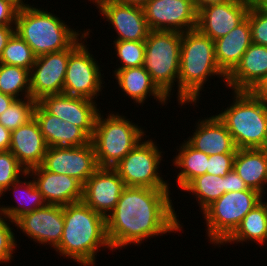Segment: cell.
Wrapping results in <instances>:
<instances>
[{
	"instance_id": "1",
	"label": "cell",
	"mask_w": 267,
	"mask_h": 266,
	"mask_svg": "<svg viewBox=\"0 0 267 266\" xmlns=\"http://www.w3.org/2000/svg\"><path fill=\"white\" fill-rule=\"evenodd\" d=\"M170 189L125 187L114 210L106 217L112 250L139 245L146 238L181 231Z\"/></svg>"
},
{
	"instance_id": "2",
	"label": "cell",
	"mask_w": 267,
	"mask_h": 266,
	"mask_svg": "<svg viewBox=\"0 0 267 266\" xmlns=\"http://www.w3.org/2000/svg\"><path fill=\"white\" fill-rule=\"evenodd\" d=\"M63 217V235L55 248L62 257L72 259L80 266H95L99 248L112 250L106 217L83 201L64 205Z\"/></svg>"
},
{
	"instance_id": "3",
	"label": "cell",
	"mask_w": 267,
	"mask_h": 266,
	"mask_svg": "<svg viewBox=\"0 0 267 266\" xmlns=\"http://www.w3.org/2000/svg\"><path fill=\"white\" fill-rule=\"evenodd\" d=\"M227 76L219 68L214 50V41L197 28L182 33L177 101L179 105L199 102L200 91L209 76ZM198 100V101H197Z\"/></svg>"
},
{
	"instance_id": "4",
	"label": "cell",
	"mask_w": 267,
	"mask_h": 266,
	"mask_svg": "<svg viewBox=\"0 0 267 266\" xmlns=\"http://www.w3.org/2000/svg\"><path fill=\"white\" fill-rule=\"evenodd\" d=\"M34 6L18 10L15 31L36 57L69 49L85 33L73 30L58 16Z\"/></svg>"
},
{
	"instance_id": "5",
	"label": "cell",
	"mask_w": 267,
	"mask_h": 266,
	"mask_svg": "<svg viewBox=\"0 0 267 266\" xmlns=\"http://www.w3.org/2000/svg\"><path fill=\"white\" fill-rule=\"evenodd\" d=\"M232 104L217 114L232 136L237 149L263 148L267 105L250 91H233Z\"/></svg>"
},
{
	"instance_id": "6",
	"label": "cell",
	"mask_w": 267,
	"mask_h": 266,
	"mask_svg": "<svg viewBox=\"0 0 267 266\" xmlns=\"http://www.w3.org/2000/svg\"><path fill=\"white\" fill-rule=\"evenodd\" d=\"M98 113L90 142L98 167L113 168L144 138V130L119 113ZM123 116V117H122Z\"/></svg>"
},
{
	"instance_id": "7",
	"label": "cell",
	"mask_w": 267,
	"mask_h": 266,
	"mask_svg": "<svg viewBox=\"0 0 267 266\" xmlns=\"http://www.w3.org/2000/svg\"><path fill=\"white\" fill-rule=\"evenodd\" d=\"M182 33L150 30L145 42L143 67L153 83L170 99L179 77Z\"/></svg>"
},
{
	"instance_id": "8",
	"label": "cell",
	"mask_w": 267,
	"mask_h": 266,
	"mask_svg": "<svg viewBox=\"0 0 267 266\" xmlns=\"http://www.w3.org/2000/svg\"><path fill=\"white\" fill-rule=\"evenodd\" d=\"M257 190L248 188L238 192L224 193L203 212L207 226V239L211 244L221 245L234 233L244 216L262 199Z\"/></svg>"
},
{
	"instance_id": "9",
	"label": "cell",
	"mask_w": 267,
	"mask_h": 266,
	"mask_svg": "<svg viewBox=\"0 0 267 266\" xmlns=\"http://www.w3.org/2000/svg\"><path fill=\"white\" fill-rule=\"evenodd\" d=\"M89 32L86 30L69 48L63 93L95 101L94 99L100 96L99 93L105 86L102 85L104 83H102L101 67L84 43L87 38H90Z\"/></svg>"
},
{
	"instance_id": "10",
	"label": "cell",
	"mask_w": 267,
	"mask_h": 266,
	"mask_svg": "<svg viewBox=\"0 0 267 266\" xmlns=\"http://www.w3.org/2000/svg\"><path fill=\"white\" fill-rule=\"evenodd\" d=\"M162 151L152 139L138 143L113 169L126 187L169 189L168 181L159 173Z\"/></svg>"
},
{
	"instance_id": "11",
	"label": "cell",
	"mask_w": 267,
	"mask_h": 266,
	"mask_svg": "<svg viewBox=\"0 0 267 266\" xmlns=\"http://www.w3.org/2000/svg\"><path fill=\"white\" fill-rule=\"evenodd\" d=\"M142 8L150 30L183 33L197 28L193 0H149Z\"/></svg>"
},
{
	"instance_id": "12",
	"label": "cell",
	"mask_w": 267,
	"mask_h": 266,
	"mask_svg": "<svg viewBox=\"0 0 267 266\" xmlns=\"http://www.w3.org/2000/svg\"><path fill=\"white\" fill-rule=\"evenodd\" d=\"M41 166L73 177L83 185L99 168L92 143L79 147H48Z\"/></svg>"
},
{
	"instance_id": "13",
	"label": "cell",
	"mask_w": 267,
	"mask_h": 266,
	"mask_svg": "<svg viewBox=\"0 0 267 266\" xmlns=\"http://www.w3.org/2000/svg\"><path fill=\"white\" fill-rule=\"evenodd\" d=\"M250 9L247 0L210 3L198 9L197 29L215 41L242 23Z\"/></svg>"
},
{
	"instance_id": "14",
	"label": "cell",
	"mask_w": 267,
	"mask_h": 266,
	"mask_svg": "<svg viewBox=\"0 0 267 266\" xmlns=\"http://www.w3.org/2000/svg\"><path fill=\"white\" fill-rule=\"evenodd\" d=\"M69 49L36 57L30 71V97L36 102L43 97L63 93Z\"/></svg>"
},
{
	"instance_id": "15",
	"label": "cell",
	"mask_w": 267,
	"mask_h": 266,
	"mask_svg": "<svg viewBox=\"0 0 267 266\" xmlns=\"http://www.w3.org/2000/svg\"><path fill=\"white\" fill-rule=\"evenodd\" d=\"M99 12L112 24L118 34L115 40L145 41L150 31L142 7L119 3L113 0H90Z\"/></svg>"
},
{
	"instance_id": "16",
	"label": "cell",
	"mask_w": 267,
	"mask_h": 266,
	"mask_svg": "<svg viewBox=\"0 0 267 266\" xmlns=\"http://www.w3.org/2000/svg\"><path fill=\"white\" fill-rule=\"evenodd\" d=\"M16 226L31 240L44 244V246L48 244L55 249L63 235V206L46 204L37 210L20 216L15 221Z\"/></svg>"
},
{
	"instance_id": "17",
	"label": "cell",
	"mask_w": 267,
	"mask_h": 266,
	"mask_svg": "<svg viewBox=\"0 0 267 266\" xmlns=\"http://www.w3.org/2000/svg\"><path fill=\"white\" fill-rule=\"evenodd\" d=\"M38 103L49 114L78 126L90 138L92 137L97 115L100 112L95 101L61 93L45 96Z\"/></svg>"
},
{
	"instance_id": "18",
	"label": "cell",
	"mask_w": 267,
	"mask_h": 266,
	"mask_svg": "<svg viewBox=\"0 0 267 266\" xmlns=\"http://www.w3.org/2000/svg\"><path fill=\"white\" fill-rule=\"evenodd\" d=\"M125 187L113 168L99 167L85 182L82 201L95 212L107 217L114 210Z\"/></svg>"
},
{
	"instance_id": "19",
	"label": "cell",
	"mask_w": 267,
	"mask_h": 266,
	"mask_svg": "<svg viewBox=\"0 0 267 266\" xmlns=\"http://www.w3.org/2000/svg\"><path fill=\"white\" fill-rule=\"evenodd\" d=\"M27 177L33 179L36 188L42 193L47 204L64 206L80 202L83 199L84 185L66 174L52 173L42 166H38L28 170L23 179Z\"/></svg>"
},
{
	"instance_id": "20",
	"label": "cell",
	"mask_w": 267,
	"mask_h": 266,
	"mask_svg": "<svg viewBox=\"0 0 267 266\" xmlns=\"http://www.w3.org/2000/svg\"><path fill=\"white\" fill-rule=\"evenodd\" d=\"M47 148L35 118L11 131L9 151L26 171L41 166Z\"/></svg>"
},
{
	"instance_id": "21",
	"label": "cell",
	"mask_w": 267,
	"mask_h": 266,
	"mask_svg": "<svg viewBox=\"0 0 267 266\" xmlns=\"http://www.w3.org/2000/svg\"><path fill=\"white\" fill-rule=\"evenodd\" d=\"M206 118L198 119L199 121L195 125L196 130L194 133L192 132L193 136H189L185 141L195 150L208 156L236 154L237 148L223 122L217 115Z\"/></svg>"
},
{
	"instance_id": "22",
	"label": "cell",
	"mask_w": 267,
	"mask_h": 266,
	"mask_svg": "<svg viewBox=\"0 0 267 266\" xmlns=\"http://www.w3.org/2000/svg\"><path fill=\"white\" fill-rule=\"evenodd\" d=\"M34 118L48 147H79L90 143V137L81 128L49 114L38 102Z\"/></svg>"
},
{
	"instance_id": "23",
	"label": "cell",
	"mask_w": 267,
	"mask_h": 266,
	"mask_svg": "<svg viewBox=\"0 0 267 266\" xmlns=\"http://www.w3.org/2000/svg\"><path fill=\"white\" fill-rule=\"evenodd\" d=\"M266 75L267 47L251 43L239 64L227 76L225 85L232 91H250Z\"/></svg>"
},
{
	"instance_id": "24",
	"label": "cell",
	"mask_w": 267,
	"mask_h": 266,
	"mask_svg": "<svg viewBox=\"0 0 267 266\" xmlns=\"http://www.w3.org/2000/svg\"><path fill=\"white\" fill-rule=\"evenodd\" d=\"M251 43L248 18L227 35L214 41L216 62L226 76L236 68Z\"/></svg>"
},
{
	"instance_id": "25",
	"label": "cell",
	"mask_w": 267,
	"mask_h": 266,
	"mask_svg": "<svg viewBox=\"0 0 267 266\" xmlns=\"http://www.w3.org/2000/svg\"><path fill=\"white\" fill-rule=\"evenodd\" d=\"M113 75L119 88L138 105L145 103V100L151 95L162 105L169 100L153 83L150 74L143 66L119 69L114 71Z\"/></svg>"
},
{
	"instance_id": "26",
	"label": "cell",
	"mask_w": 267,
	"mask_h": 266,
	"mask_svg": "<svg viewBox=\"0 0 267 266\" xmlns=\"http://www.w3.org/2000/svg\"><path fill=\"white\" fill-rule=\"evenodd\" d=\"M233 170L240 176L248 188L257 190L266 196L267 152L262 148L237 149Z\"/></svg>"
},
{
	"instance_id": "27",
	"label": "cell",
	"mask_w": 267,
	"mask_h": 266,
	"mask_svg": "<svg viewBox=\"0 0 267 266\" xmlns=\"http://www.w3.org/2000/svg\"><path fill=\"white\" fill-rule=\"evenodd\" d=\"M263 199H265L264 195L261 201L244 216L234 233L222 244L223 246L232 242L243 244V242L254 241L261 247L262 244L267 243V212Z\"/></svg>"
},
{
	"instance_id": "28",
	"label": "cell",
	"mask_w": 267,
	"mask_h": 266,
	"mask_svg": "<svg viewBox=\"0 0 267 266\" xmlns=\"http://www.w3.org/2000/svg\"><path fill=\"white\" fill-rule=\"evenodd\" d=\"M21 179L22 177L18 181L10 185L1 194V197H3L7 191H10V189L14 191L13 193L16 192V195L14 196L15 200H18L17 206L1 205L3 218L10 219L13 222H15L20 216L37 210L38 208H41L47 204L43 198L42 193L36 188V185L33 180L25 181L24 179V181L22 182ZM19 191H22L23 193Z\"/></svg>"
},
{
	"instance_id": "29",
	"label": "cell",
	"mask_w": 267,
	"mask_h": 266,
	"mask_svg": "<svg viewBox=\"0 0 267 266\" xmlns=\"http://www.w3.org/2000/svg\"><path fill=\"white\" fill-rule=\"evenodd\" d=\"M177 148L178 155L173 159V164L179 168L177 174L178 188L181 190L194 178L207 173L209 156L192 148L184 139Z\"/></svg>"
},
{
	"instance_id": "30",
	"label": "cell",
	"mask_w": 267,
	"mask_h": 266,
	"mask_svg": "<svg viewBox=\"0 0 267 266\" xmlns=\"http://www.w3.org/2000/svg\"><path fill=\"white\" fill-rule=\"evenodd\" d=\"M182 190L196 197L199 208L203 212L225 193V176L206 173L191 180Z\"/></svg>"
},
{
	"instance_id": "31",
	"label": "cell",
	"mask_w": 267,
	"mask_h": 266,
	"mask_svg": "<svg viewBox=\"0 0 267 266\" xmlns=\"http://www.w3.org/2000/svg\"><path fill=\"white\" fill-rule=\"evenodd\" d=\"M0 92L15 99L30 97V70L0 63Z\"/></svg>"
},
{
	"instance_id": "32",
	"label": "cell",
	"mask_w": 267,
	"mask_h": 266,
	"mask_svg": "<svg viewBox=\"0 0 267 266\" xmlns=\"http://www.w3.org/2000/svg\"><path fill=\"white\" fill-rule=\"evenodd\" d=\"M36 56L31 47L15 31L9 38L0 56V63L32 69Z\"/></svg>"
},
{
	"instance_id": "33",
	"label": "cell",
	"mask_w": 267,
	"mask_h": 266,
	"mask_svg": "<svg viewBox=\"0 0 267 266\" xmlns=\"http://www.w3.org/2000/svg\"><path fill=\"white\" fill-rule=\"evenodd\" d=\"M36 104L37 102L31 97L16 99L13 104L0 115V124L10 131L27 124L34 118Z\"/></svg>"
},
{
	"instance_id": "34",
	"label": "cell",
	"mask_w": 267,
	"mask_h": 266,
	"mask_svg": "<svg viewBox=\"0 0 267 266\" xmlns=\"http://www.w3.org/2000/svg\"><path fill=\"white\" fill-rule=\"evenodd\" d=\"M114 49L120 61V66L114 71L130 67L143 66L145 59L144 41H120L114 40Z\"/></svg>"
},
{
	"instance_id": "35",
	"label": "cell",
	"mask_w": 267,
	"mask_h": 266,
	"mask_svg": "<svg viewBox=\"0 0 267 266\" xmlns=\"http://www.w3.org/2000/svg\"><path fill=\"white\" fill-rule=\"evenodd\" d=\"M26 173L27 171L9 150L0 152V194Z\"/></svg>"
},
{
	"instance_id": "36",
	"label": "cell",
	"mask_w": 267,
	"mask_h": 266,
	"mask_svg": "<svg viewBox=\"0 0 267 266\" xmlns=\"http://www.w3.org/2000/svg\"><path fill=\"white\" fill-rule=\"evenodd\" d=\"M247 18L251 28V42L267 47V14L259 7L250 6Z\"/></svg>"
},
{
	"instance_id": "37",
	"label": "cell",
	"mask_w": 267,
	"mask_h": 266,
	"mask_svg": "<svg viewBox=\"0 0 267 266\" xmlns=\"http://www.w3.org/2000/svg\"><path fill=\"white\" fill-rule=\"evenodd\" d=\"M10 222L15 224V222L7 218H2L0 220V264H6L9 263V261L11 262V260H13L12 254L15 253L13 251L17 248V240L14 232L12 231V227H10Z\"/></svg>"
},
{
	"instance_id": "38",
	"label": "cell",
	"mask_w": 267,
	"mask_h": 266,
	"mask_svg": "<svg viewBox=\"0 0 267 266\" xmlns=\"http://www.w3.org/2000/svg\"><path fill=\"white\" fill-rule=\"evenodd\" d=\"M235 154H215L209 156L207 174L224 177L233 169Z\"/></svg>"
},
{
	"instance_id": "39",
	"label": "cell",
	"mask_w": 267,
	"mask_h": 266,
	"mask_svg": "<svg viewBox=\"0 0 267 266\" xmlns=\"http://www.w3.org/2000/svg\"><path fill=\"white\" fill-rule=\"evenodd\" d=\"M19 8L9 0H0V25H16Z\"/></svg>"
},
{
	"instance_id": "40",
	"label": "cell",
	"mask_w": 267,
	"mask_h": 266,
	"mask_svg": "<svg viewBox=\"0 0 267 266\" xmlns=\"http://www.w3.org/2000/svg\"><path fill=\"white\" fill-rule=\"evenodd\" d=\"M247 189L248 186L233 169L225 176V193L231 191L238 192Z\"/></svg>"
},
{
	"instance_id": "41",
	"label": "cell",
	"mask_w": 267,
	"mask_h": 266,
	"mask_svg": "<svg viewBox=\"0 0 267 266\" xmlns=\"http://www.w3.org/2000/svg\"><path fill=\"white\" fill-rule=\"evenodd\" d=\"M250 92L267 105V75Z\"/></svg>"
},
{
	"instance_id": "42",
	"label": "cell",
	"mask_w": 267,
	"mask_h": 266,
	"mask_svg": "<svg viewBox=\"0 0 267 266\" xmlns=\"http://www.w3.org/2000/svg\"><path fill=\"white\" fill-rule=\"evenodd\" d=\"M15 32V25H0V56L9 38Z\"/></svg>"
},
{
	"instance_id": "43",
	"label": "cell",
	"mask_w": 267,
	"mask_h": 266,
	"mask_svg": "<svg viewBox=\"0 0 267 266\" xmlns=\"http://www.w3.org/2000/svg\"><path fill=\"white\" fill-rule=\"evenodd\" d=\"M11 143V131L0 124V152L9 150Z\"/></svg>"
},
{
	"instance_id": "44",
	"label": "cell",
	"mask_w": 267,
	"mask_h": 266,
	"mask_svg": "<svg viewBox=\"0 0 267 266\" xmlns=\"http://www.w3.org/2000/svg\"><path fill=\"white\" fill-rule=\"evenodd\" d=\"M16 99L10 95L0 92V115L9 108Z\"/></svg>"
},
{
	"instance_id": "45",
	"label": "cell",
	"mask_w": 267,
	"mask_h": 266,
	"mask_svg": "<svg viewBox=\"0 0 267 266\" xmlns=\"http://www.w3.org/2000/svg\"><path fill=\"white\" fill-rule=\"evenodd\" d=\"M119 3L143 7L149 0H113Z\"/></svg>"
},
{
	"instance_id": "46",
	"label": "cell",
	"mask_w": 267,
	"mask_h": 266,
	"mask_svg": "<svg viewBox=\"0 0 267 266\" xmlns=\"http://www.w3.org/2000/svg\"><path fill=\"white\" fill-rule=\"evenodd\" d=\"M228 0H193L196 9L198 10L204 5L210 4V3H222Z\"/></svg>"
},
{
	"instance_id": "47",
	"label": "cell",
	"mask_w": 267,
	"mask_h": 266,
	"mask_svg": "<svg viewBox=\"0 0 267 266\" xmlns=\"http://www.w3.org/2000/svg\"><path fill=\"white\" fill-rule=\"evenodd\" d=\"M9 1L15 4L19 9L31 6L29 4L24 3L23 0H9Z\"/></svg>"
},
{
	"instance_id": "48",
	"label": "cell",
	"mask_w": 267,
	"mask_h": 266,
	"mask_svg": "<svg viewBox=\"0 0 267 266\" xmlns=\"http://www.w3.org/2000/svg\"><path fill=\"white\" fill-rule=\"evenodd\" d=\"M266 0H247L250 6L260 7Z\"/></svg>"
},
{
	"instance_id": "49",
	"label": "cell",
	"mask_w": 267,
	"mask_h": 266,
	"mask_svg": "<svg viewBox=\"0 0 267 266\" xmlns=\"http://www.w3.org/2000/svg\"><path fill=\"white\" fill-rule=\"evenodd\" d=\"M259 8L267 14V0Z\"/></svg>"
},
{
	"instance_id": "50",
	"label": "cell",
	"mask_w": 267,
	"mask_h": 266,
	"mask_svg": "<svg viewBox=\"0 0 267 266\" xmlns=\"http://www.w3.org/2000/svg\"><path fill=\"white\" fill-rule=\"evenodd\" d=\"M262 149L267 152V126H266L265 142L263 144V148Z\"/></svg>"
},
{
	"instance_id": "51",
	"label": "cell",
	"mask_w": 267,
	"mask_h": 266,
	"mask_svg": "<svg viewBox=\"0 0 267 266\" xmlns=\"http://www.w3.org/2000/svg\"><path fill=\"white\" fill-rule=\"evenodd\" d=\"M0 199H1V194H0ZM3 218V214H2V209H1V205H0V220Z\"/></svg>"
}]
</instances>
